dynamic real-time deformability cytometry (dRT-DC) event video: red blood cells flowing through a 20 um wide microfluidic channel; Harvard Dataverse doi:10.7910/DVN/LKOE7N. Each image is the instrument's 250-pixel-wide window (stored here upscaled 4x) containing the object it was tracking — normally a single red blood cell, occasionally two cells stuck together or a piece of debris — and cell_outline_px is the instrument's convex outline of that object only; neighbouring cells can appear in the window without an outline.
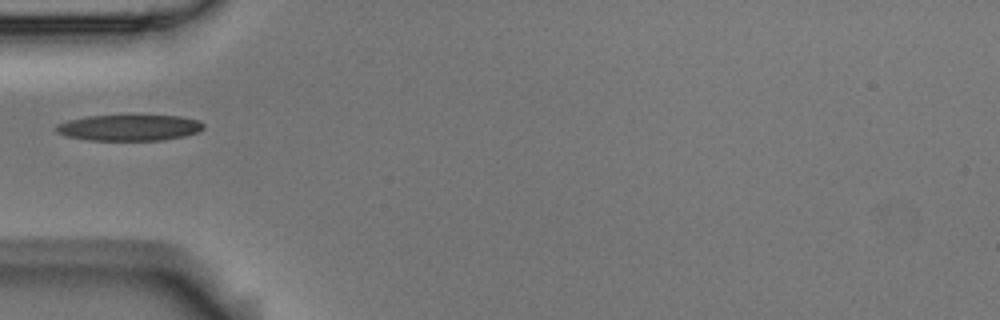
{"species": "Egyptian fruit bat (a non-hibernating species)", "species_latin": "Rousettus aegyptiacus", "temperature_condition": "room temperature", "stored_images_in_passage": 1, "camera_frame_rate_fps": 3000, "um_per_image_px": 0.085, "animal": {"sex": "male"}, "frame": {"image": 1, "passage_image": 1, "time_ms": 0.0, "image_size_px": [1000, 320], "cell_outline_px": [[204, 128], [200, 132], [184, 136], [164, 140], [88, 140], [68, 136], [56, 132], [56, 124], [68, 120], [88, 116], [180, 116], [200, 120], [204, 124]], "centroid_in_image_um": [11.03, 10.85], "position_along_channel_um": 74.0, "area_um2": 22.31}}